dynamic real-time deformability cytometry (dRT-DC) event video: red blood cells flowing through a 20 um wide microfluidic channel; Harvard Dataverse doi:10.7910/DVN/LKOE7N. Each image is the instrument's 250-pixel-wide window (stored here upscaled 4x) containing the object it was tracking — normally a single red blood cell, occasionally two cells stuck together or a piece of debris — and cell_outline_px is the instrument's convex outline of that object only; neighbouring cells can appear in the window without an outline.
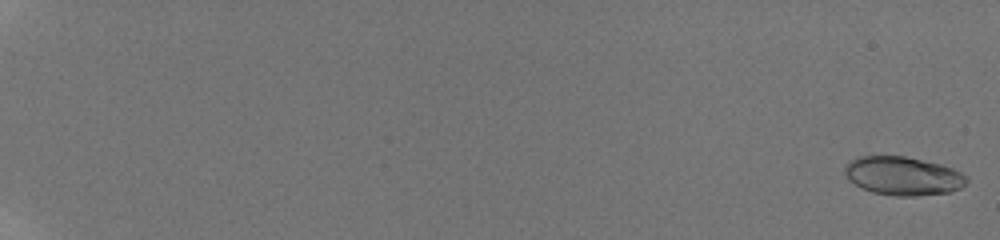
{"species": "human", "species_latin": "Homo sapiens", "temperature_condition": "room temperature", "stored_images_in_passage": 53, "camera_frame_rate_fps": 3000, "um_per_image_px": 0.085, "donor": {"sex": "male"}, "frame": {"image": 1, "passage_image": 1, "time_ms": 0.0, "image_size_px": [1000, 240], "cell_outline_px": [[968, 180], [960, 188], [948, 192], [916, 196], [896, 196], [872, 192], [848, 180], [844, 172], [844, 168], [848, 160], [856, 156], [904, 156], [940, 164], [952, 168], [968, 176]], "centroid_in_image_um": [76.73, 14.94], "position_along_channel_um": 8.3, "area_um2": 27.4}}
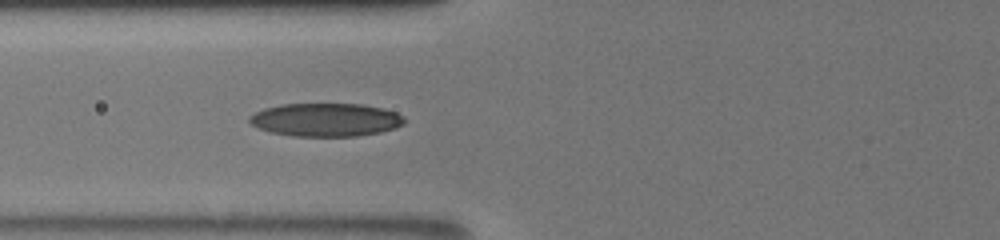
{"frame": {"image": 2, "passage_image": 26, "time_ms": 8.667, "image_size_px": [1000, 240], "cell_outline_px": [[404, 124], [380, 132], [356, 136], [292, 136], [272, 132], [260, 128], [252, 124], [248, 120], [248, 116], [264, 108], [280, 104], [360, 104], [384, 108], [396, 112], [404, 116]], "centroid_in_image_um": [27.69, 10.17], "position_along_channel_um": 98.1, "area_um2": 29.94}}
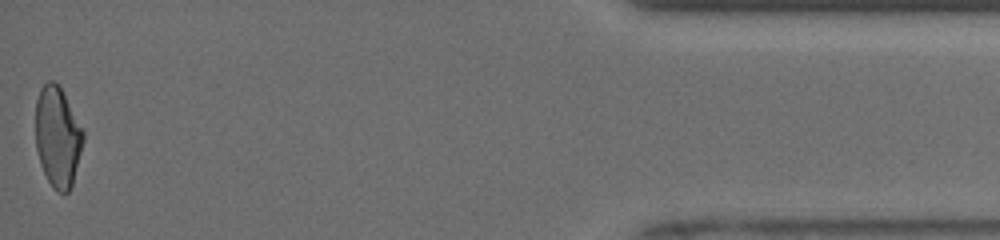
{"frame": {"image": 3, "passage_image": 53, "time_ms": 18.667, "image_size_px": [1000, 240], "cell_outline_px": [[84, 140], [72, 184], [68, 192], [60, 192], [48, 180], [40, 164], [36, 148], [36, 100], [40, 88], [48, 80], [52, 80], [60, 88], [84, 132]], "centroid_in_image_um": [4.88, 11.62], "position_along_channel_um": 430.3, "area_um2": 27.34}, "authors_computed_cell_mechanics": {"area_um2": 28.5532, "velocity_mm_per_s": 3.9683, "shape_relaxation_time_tau1_ms": 5.3147, "shape_relaxation_time_tau2_ms": 1.8307, "deformation_change_tau1": 0.1901, "deformation_change_tau2": 0.0711}}